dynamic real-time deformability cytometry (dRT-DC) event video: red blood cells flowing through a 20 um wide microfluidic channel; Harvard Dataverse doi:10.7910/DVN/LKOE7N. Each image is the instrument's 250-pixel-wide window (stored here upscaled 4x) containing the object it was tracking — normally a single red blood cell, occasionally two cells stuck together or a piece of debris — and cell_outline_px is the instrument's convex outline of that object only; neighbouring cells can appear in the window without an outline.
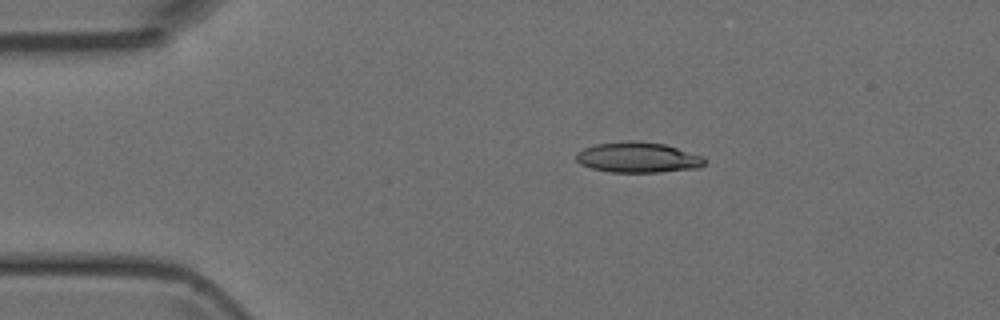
{"species": "Egyptian fruit bat (a non-hibernating species)", "species_latin": "Rousettus aegyptiacus", "temperature_condition": "room temperature", "stored_images_in_passage": 4, "camera_frame_rate_fps": 3000, "um_per_image_px": 0.085, "animal": {"sex": "female"}, "frame": {"image": 1, "passage_image": 1, "time_ms": 0.0, "image_size_px": [1000, 320], "cell_outline_px": [[708, 160], [700, 168], [660, 172], [612, 172], [592, 168], [580, 164], [576, 160], [576, 152], [584, 148], [596, 144], [628, 140], [636, 140], [664, 144], [704, 156]], "centroid_in_image_um": [54.25, 13.38], "position_along_channel_um": 30.7, "area_um2": 23.0}}
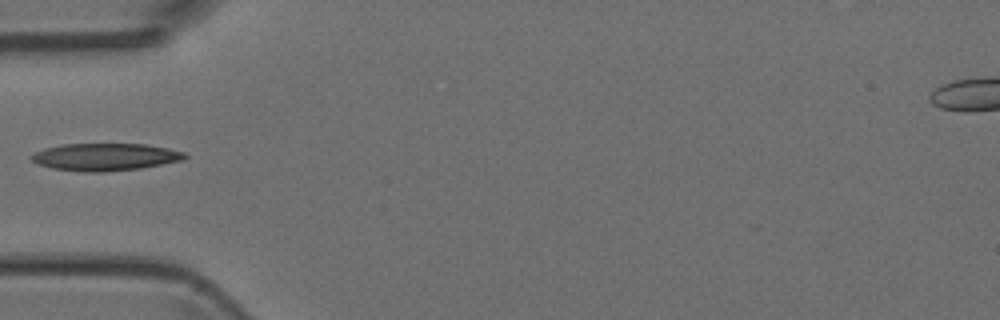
{"frame": {"image": 2, "passage_image": 3, "time_ms": 2.333, "image_size_px": [1000, 320], "cell_outline_px": [[188, 156], [184, 160], [140, 168], [104, 172], [84, 172], [52, 168], [40, 164], [32, 160], [28, 156], [44, 148], [64, 144], [144, 144], [168, 148], [184, 152]], "centroid_in_image_um": [8.95, 13.34], "position_along_channel_um": 76.0, "area_um2": 24.39}}
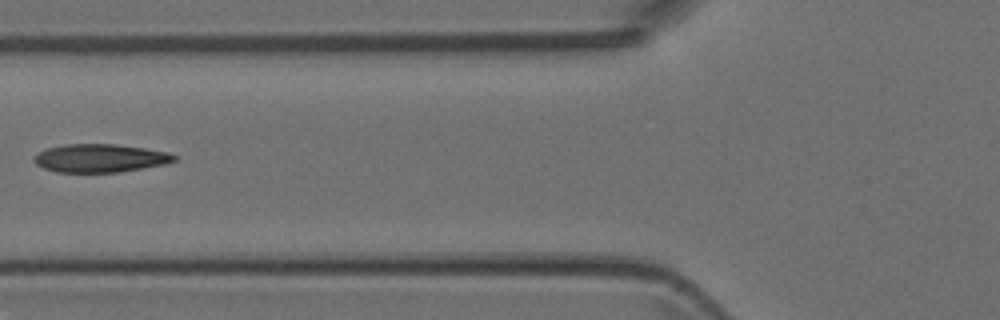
{"frame": {"image": 3, "passage_image": 4, "time_ms": 3.333, "image_size_px": [1000, 320], "cell_outline_px": [[176, 160], [164, 164], [116, 172], [56, 172], [44, 168], [36, 164], [32, 160], [44, 148], [64, 144], [116, 144], [144, 148], [168, 152], [176, 156]], "centroid_in_image_um": [8.47, 13.43], "position_along_channel_um": 117.3, "area_um2": 22.89}}